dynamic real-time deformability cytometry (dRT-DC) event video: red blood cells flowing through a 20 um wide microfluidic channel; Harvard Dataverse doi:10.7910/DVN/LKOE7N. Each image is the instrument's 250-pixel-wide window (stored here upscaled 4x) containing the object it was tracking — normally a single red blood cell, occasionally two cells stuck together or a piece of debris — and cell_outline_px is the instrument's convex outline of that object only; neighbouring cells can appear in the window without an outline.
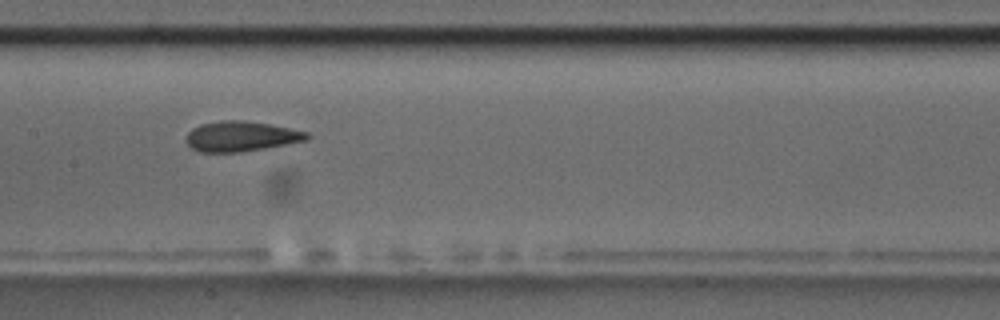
{"species": "common noctule bat (a hibernating species)", "species_latin": "Nyctalus noctula", "temperature_condition": "room temperature", "stored_images_in_passage": 9, "camera_frame_rate_fps": 3000, "um_per_image_px": 0.085, "animal": {"sex": "male", "body_mass_g": 17.5, "forearm_length_mm": 52.3}, "frame": {"image": 1, "passage_image": 6, "time_ms": 5.667, "image_size_px": [1000, 320], "cell_outline_px": [[312, 136], [308, 140], [264, 148], [240, 152], [200, 152], [192, 148], [184, 140], [188, 132], [192, 128], [200, 124], [220, 120], [244, 120], [268, 124], [308, 132]], "centroid_in_image_um": [20.47, 11.58], "position_along_channel_um": 186.9, "area_um2": 21.27}}
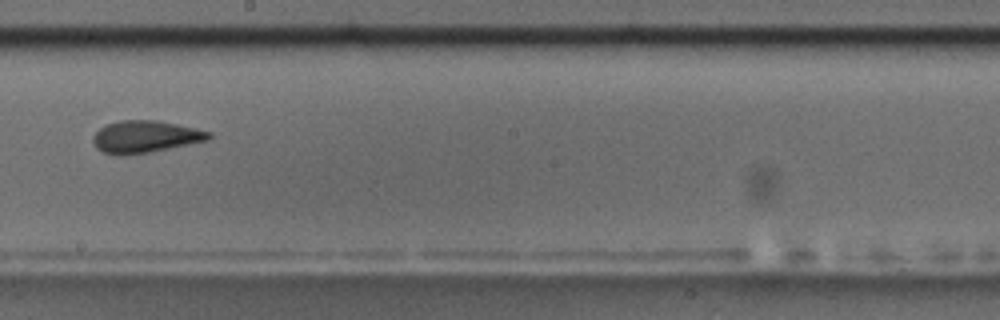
{"frame": {"image": 2, "passage_image": 7, "time_ms": 7.0, "image_size_px": [1000, 320], "cell_outline_px": [[212, 136], [208, 140], [148, 152], [124, 156], [116, 156], [104, 152], [96, 148], [92, 140], [92, 136], [100, 128], [108, 124], [120, 120], [156, 120], [176, 124], [212, 132]], "centroid_in_image_um": [12.31, 11.62], "position_along_channel_um": 235.9, "area_um2": 21.56}}
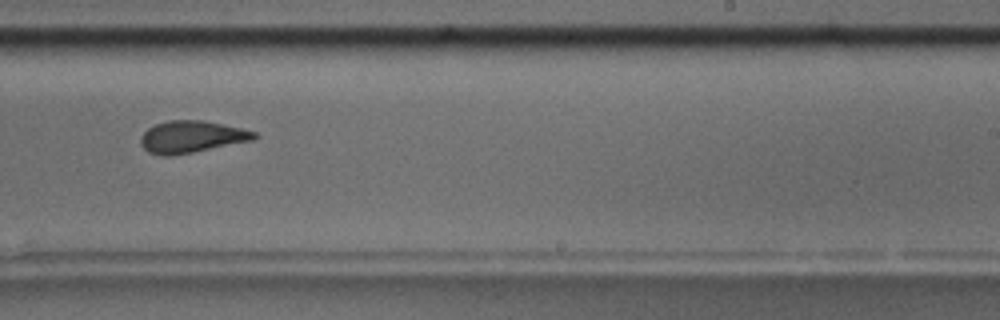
{"frame": {"image": 3, "passage_image": 8, "time_ms": 8.0, "image_size_px": [1000, 320], "cell_outline_px": [[260, 136], [252, 140], [192, 152], [168, 156], [160, 156], [148, 152], [140, 144], [140, 136], [148, 128], [156, 124], [168, 120], [204, 120], [240, 128], [256, 132]], "centroid_in_image_um": [16.25, 11.62], "position_along_channel_um": 272.7, "area_um2": 21.04}}